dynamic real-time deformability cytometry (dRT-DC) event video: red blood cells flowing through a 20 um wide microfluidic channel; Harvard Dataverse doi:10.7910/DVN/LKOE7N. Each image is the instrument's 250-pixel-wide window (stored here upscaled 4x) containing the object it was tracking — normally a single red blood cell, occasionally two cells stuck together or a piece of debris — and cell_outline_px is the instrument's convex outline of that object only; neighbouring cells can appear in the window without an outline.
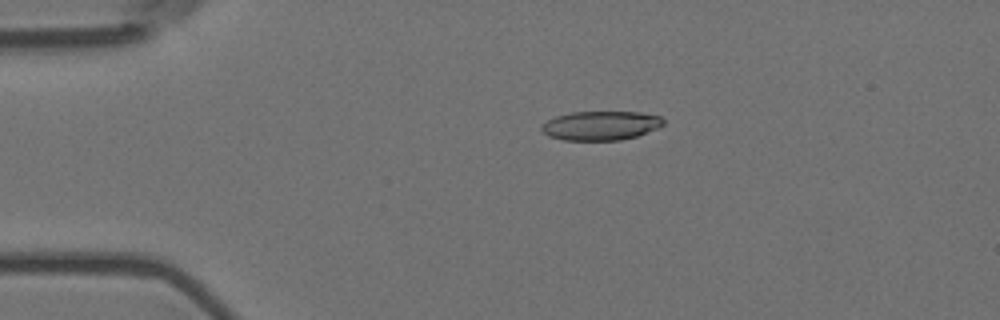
{"species": "Egyptian fruit bat (a non-hibernating species)", "species_latin": "Rousettus aegyptiacus", "temperature_condition": "room temperature", "stored_images_in_passage": 6, "camera_frame_rate_fps": 3000, "um_per_image_px": 0.085, "animal": {"sex": "female"}, "frame": {"image": 1, "passage_image": 4, "time_ms": 1.0, "image_size_px": [1000, 320], "cell_outline_px": [[664, 124], [660, 128], [636, 136], [620, 140], [564, 140], [548, 136], [540, 128], [540, 124], [556, 116], [572, 112], [640, 112], [660, 116], [664, 120]], "centroid_in_image_um": [51.07, 10.67], "position_along_channel_um": 33.9, "area_um2": 20.75}}
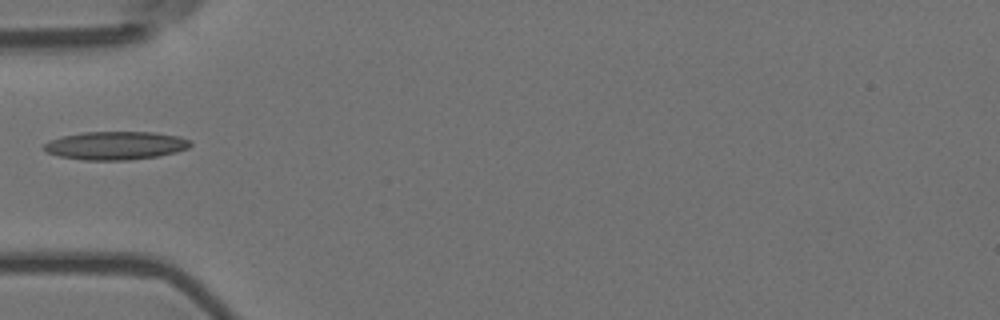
{"frame": {"image": 2, "passage_image": 6, "time_ms": 1.667, "image_size_px": [1000, 320], "cell_outline_px": [[192, 144], [188, 148], [176, 152], [160, 156], [128, 160], [84, 160], [60, 156], [48, 152], [44, 148], [44, 144], [48, 140], [60, 136], [84, 132], [156, 132], [180, 136], [192, 140]], "centroid_in_image_um": [9.87, 12.36], "position_along_channel_um": 75.1, "area_um2": 24.33}}